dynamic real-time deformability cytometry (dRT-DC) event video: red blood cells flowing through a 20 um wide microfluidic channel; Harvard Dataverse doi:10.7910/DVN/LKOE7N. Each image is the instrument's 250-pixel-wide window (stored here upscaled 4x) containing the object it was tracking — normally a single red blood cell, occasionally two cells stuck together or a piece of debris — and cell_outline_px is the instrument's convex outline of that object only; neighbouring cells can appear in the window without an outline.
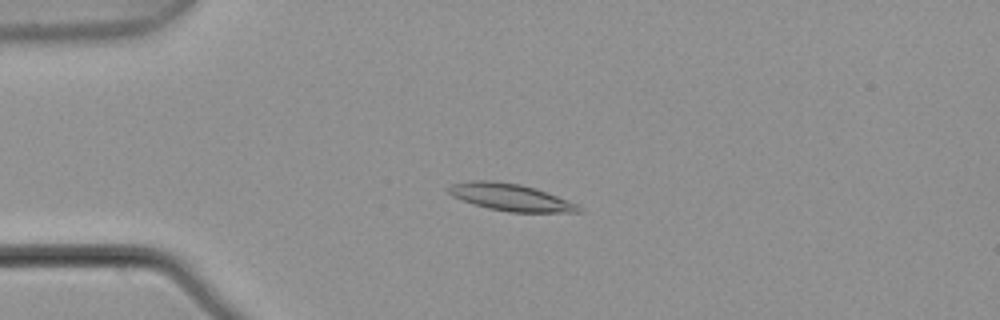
{"species": "common noctule bat (a hibernating species)", "species_latin": "Nyctalus noctula", "temperature_condition": "warm", "stored_images_in_passage": 4, "camera_frame_rate_fps": 3000, "um_per_image_px": 0.085, "animal": {"sex": "male", "body_mass_g": 21.5, "forearm_length_mm": 52.0}, "frame": {"image": 1, "passage_image": 3, "time_ms": 0.667, "image_size_px": [1000, 320], "cell_outline_px": [[584, 212], [508, 212], [488, 208], [472, 204], [460, 200], [452, 196], [448, 192], [448, 188], [452, 184], [468, 180], [488, 180], [520, 184], [536, 188], [576, 204]], "centroid_in_image_um": [43.33, 16.76], "position_along_channel_um": 41.7, "area_um2": 20.46}}